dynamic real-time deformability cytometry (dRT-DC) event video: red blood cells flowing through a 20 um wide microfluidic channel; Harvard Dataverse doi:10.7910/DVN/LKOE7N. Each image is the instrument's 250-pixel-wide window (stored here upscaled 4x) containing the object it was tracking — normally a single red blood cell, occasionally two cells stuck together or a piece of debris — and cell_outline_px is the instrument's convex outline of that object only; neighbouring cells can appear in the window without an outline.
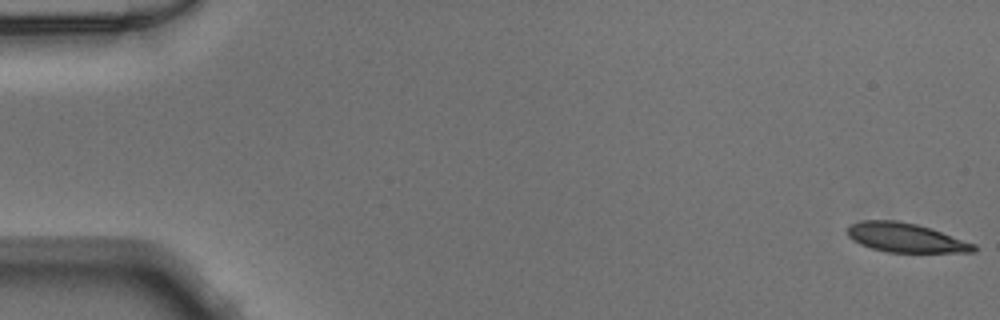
{"species": "Egyptian fruit bat (a non-hibernating species)", "species_latin": "Rousettus aegyptiacus", "temperature_condition": "warm", "stored_images_in_passage": 50, "camera_frame_rate_fps": 3000, "um_per_image_px": 0.085, "animal": {"sex": "male"}, "frame": {"image": 1, "passage_image": 1, "time_ms": 0.0, "image_size_px": [1000, 320], "cell_outline_px": [[976, 252], [888, 252], [872, 248], [860, 244], [852, 240], [844, 232], [844, 228], [848, 224], [860, 220], [896, 220], [916, 224], [976, 244]], "centroid_in_image_um": [76.87, 20.19], "position_along_channel_um": 8.1, "area_um2": 21.56}}
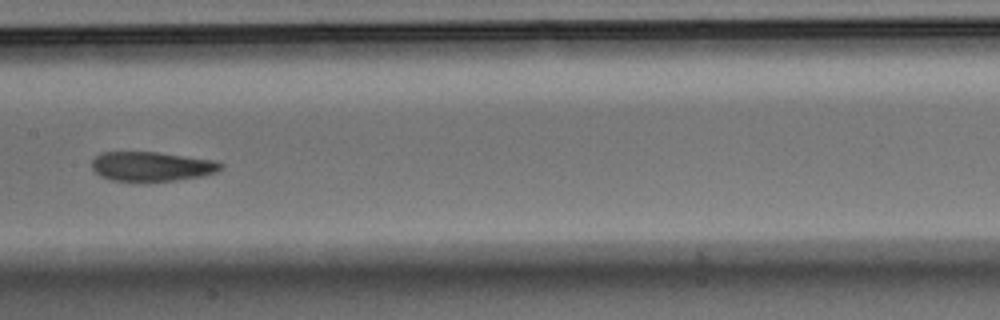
{"frame": {"image": 2, "passage_image": 26, "time_ms": 8.333, "image_size_px": [1000, 320], "cell_outline_px": [[224, 168], [216, 172], [200, 176], [176, 180], [148, 184], [144, 184], [112, 180], [100, 176], [92, 168], [92, 160], [100, 152], [156, 152], [216, 160], [224, 164]], "centroid_in_image_um": [12.89, 14.18], "position_along_channel_um": 194.5, "area_um2": 22.89}}
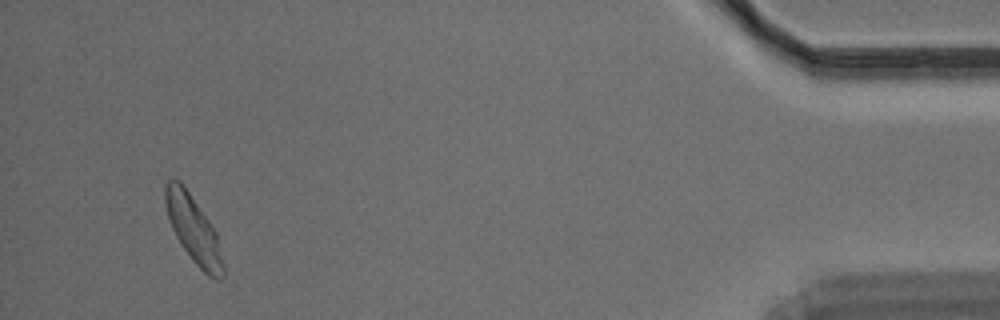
{"frame": {"image": 3, "passage_image": 48, "time_ms": 15.667, "image_size_px": [1000, 320], "cell_outline_px": [[224, 276], [220, 280], [216, 280], [208, 276], [192, 260], [176, 236], [172, 228], [168, 216], [164, 200], [164, 184], [172, 176], [180, 180], [184, 184], [216, 232], [224, 264]], "centroid_in_image_um": [16.43, 19.46], "position_along_channel_um": 418.8, "area_um2": 22.6}}